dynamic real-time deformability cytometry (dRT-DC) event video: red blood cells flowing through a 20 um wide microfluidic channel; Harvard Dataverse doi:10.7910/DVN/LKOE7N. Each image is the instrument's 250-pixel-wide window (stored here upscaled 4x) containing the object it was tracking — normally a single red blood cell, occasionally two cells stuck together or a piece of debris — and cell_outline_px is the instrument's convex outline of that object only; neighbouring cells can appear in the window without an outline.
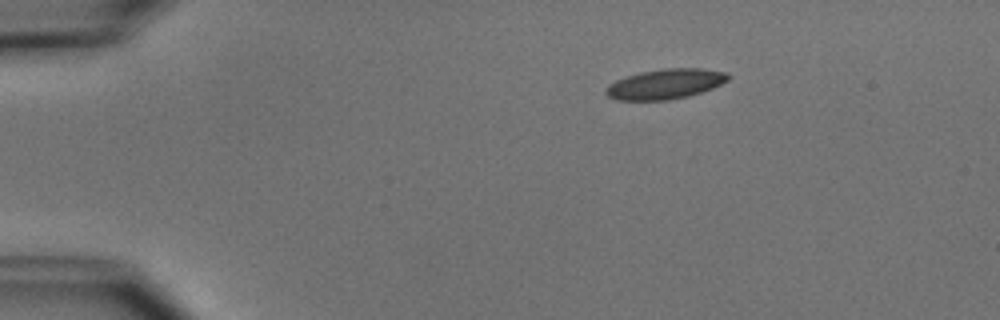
{"species": "common noctule bat (a hibernating species)", "species_latin": "Nyctalus noctula", "temperature_condition": "cold", "stored_images_in_passage": 3, "camera_frame_rate_fps": 3000, "um_per_image_px": 0.085, "animal": {"sex": "male", "body_mass_g": 15.6}, "frame": {"image": 1, "passage_image": 1, "time_ms": 0.0, "image_size_px": [1000, 320], "cell_outline_px": [[732, 76], [728, 80], [712, 88], [688, 96], [668, 100], [616, 100], [608, 96], [604, 92], [604, 88], [608, 84], [616, 80], [640, 72], [660, 68], [700, 68], [724, 72]], "centroid_in_image_um": [56.52, 7.14], "position_along_channel_um": 28.5, "area_um2": 21.44}}
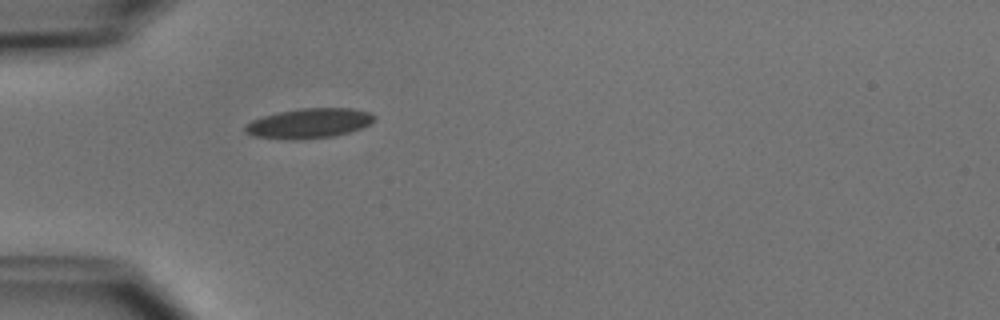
{"frame": {"image": 2, "passage_image": 3, "time_ms": 2.333, "image_size_px": [1000, 320], "cell_outline_px": [[376, 120], [360, 128], [348, 132], [332, 136], [292, 140], [288, 140], [252, 136], [244, 132], [244, 128], [252, 120], [264, 116], [280, 112], [300, 108], [352, 108], [372, 112], [376, 116]], "centroid_in_image_um": [26.28, 10.48], "position_along_channel_um": 58.7, "area_um2": 22.43}}